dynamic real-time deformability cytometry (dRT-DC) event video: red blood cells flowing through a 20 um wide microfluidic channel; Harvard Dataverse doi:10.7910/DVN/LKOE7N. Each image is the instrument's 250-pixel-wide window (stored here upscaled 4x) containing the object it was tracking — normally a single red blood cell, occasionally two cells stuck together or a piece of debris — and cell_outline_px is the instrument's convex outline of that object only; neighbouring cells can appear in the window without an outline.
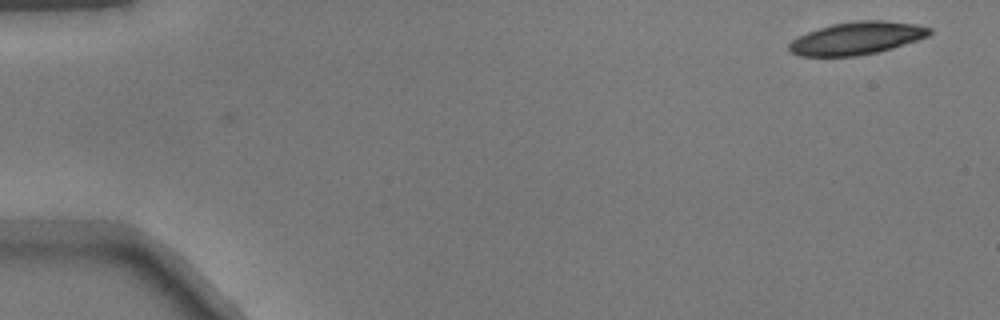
{"species": "common noctule bat (a hibernating species)", "species_latin": "Nyctalus noctula", "temperature_condition": "warm", "stored_images_in_passage": 48, "camera_frame_rate_fps": 3000, "um_per_image_px": 0.085, "animal": {"sex": "male", "body_mass_g": 17.9}, "frame": {"image": 1, "passage_image": 1, "time_ms": 0.0, "image_size_px": [1000, 320], "cell_outline_px": [[932, 32], [928, 36], [880, 52], [856, 56], [800, 56], [792, 52], [788, 48], [788, 44], [792, 40], [808, 32], [832, 24], [856, 20], [880, 20], [916, 24], [932, 28]], "centroid_in_image_um": [72.84, 3.25], "position_along_channel_um": 12.2, "area_um2": 26.59}}
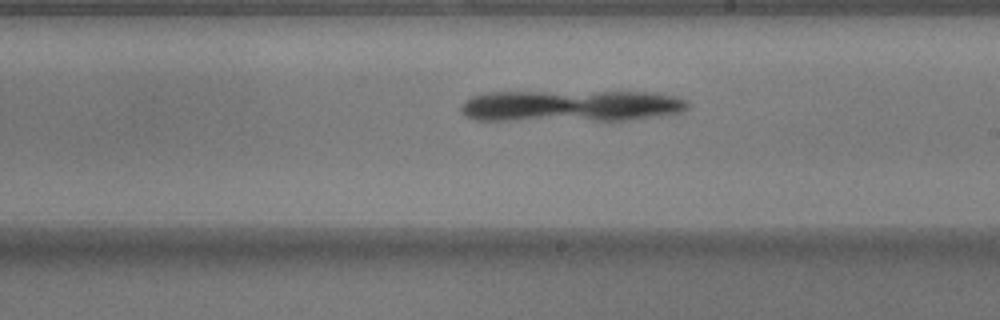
{"frame": {"image": 2, "passage_image": 28, "time_ms": 9.0, "image_size_px": [1000, 320], "cell_outline_px": [[688, 108], [684, 112], [660, 116], [628, 120], [476, 120], [464, 116], [460, 112], [460, 108], [464, 100], [472, 96], [484, 92], [660, 92], [676, 96], [684, 100], [688, 104]], "centroid_in_image_um": [48.53, 9.0], "position_along_channel_um": 240.5, "area_um2": 42.25}}
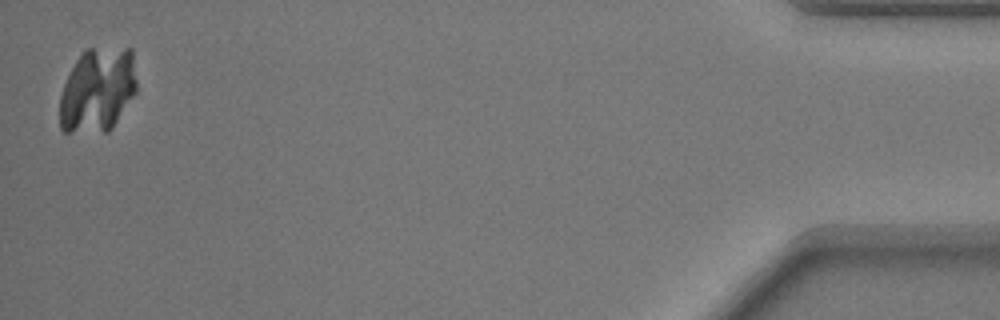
{"frame": {"image": 3, "passage_image": 48, "time_ms": 15.667, "image_size_px": [1000, 320], "cell_outline_px": [[136, 92], [112, 128], [108, 132], [64, 132], [60, 128], [60, 96], [64, 84], [76, 60], [88, 48], [132, 48], [136, 80]], "centroid_in_image_um": [8.3, 7.66], "position_along_channel_um": 426.9, "area_um2": 37.92}}